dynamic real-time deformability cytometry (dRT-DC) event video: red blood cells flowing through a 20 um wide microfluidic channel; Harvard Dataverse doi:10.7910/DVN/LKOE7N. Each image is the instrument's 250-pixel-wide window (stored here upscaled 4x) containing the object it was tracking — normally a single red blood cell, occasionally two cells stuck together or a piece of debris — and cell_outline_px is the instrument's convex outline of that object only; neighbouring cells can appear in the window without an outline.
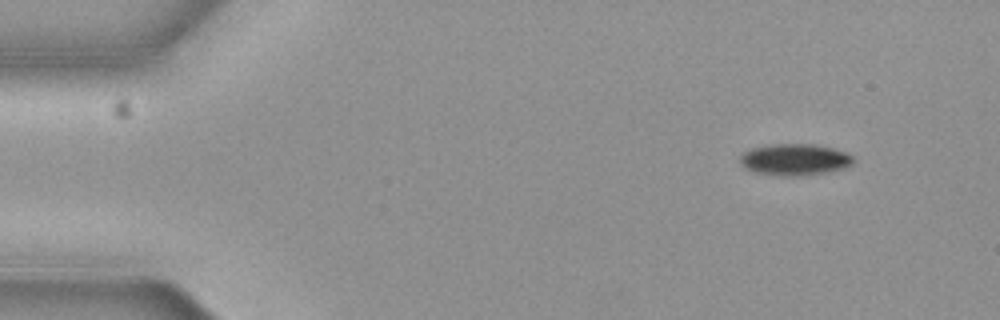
{"species": "common noctule bat (a hibernating species)", "species_latin": "Nyctalus noctula", "temperature_condition": "cold", "stored_images_in_passage": 5, "segment_of_instrument_passage": [1, 2], "camera_frame_rate_fps": 3000, "um_per_image_px": 0.085, "animal": {"sex": "female", "body_mass_g": 19.3, "forearm_length_mm": 54.1}, "frame": {"image": 1, "passage_image": 1, "time_ms": 0.0, "image_size_px": [1000, 320], "cell_outline_px": [[852, 164], [844, 168], [804, 176], [780, 176], [752, 172], [744, 168], [740, 164], [740, 156], [744, 152], [756, 148], [776, 144], [816, 144], [832, 148], [844, 152], [852, 156]], "centroid_in_image_um": [67.52, 13.58], "position_along_channel_um": 17.5, "area_um2": 20.69}}
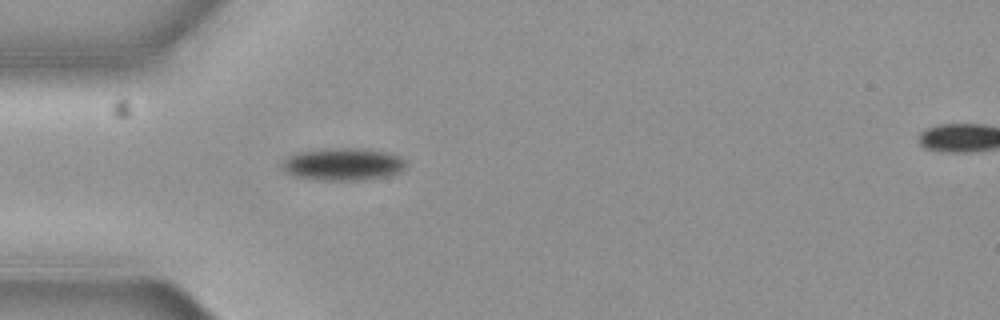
{"frame": {"image": 2, "passage_image": 4, "time_ms": 1.0, "image_size_px": [1000, 320], "cell_outline_px": [[408, 168], [392, 176], [360, 180], [324, 180], [296, 176], [284, 172], [280, 164], [288, 156], [296, 152], [332, 148], [352, 148], [384, 152], [400, 156], [408, 164]], "centroid_in_image_um": [29.19, 13.97], "position_along_channel_um": 55.8, "area_um2": 23.52}}